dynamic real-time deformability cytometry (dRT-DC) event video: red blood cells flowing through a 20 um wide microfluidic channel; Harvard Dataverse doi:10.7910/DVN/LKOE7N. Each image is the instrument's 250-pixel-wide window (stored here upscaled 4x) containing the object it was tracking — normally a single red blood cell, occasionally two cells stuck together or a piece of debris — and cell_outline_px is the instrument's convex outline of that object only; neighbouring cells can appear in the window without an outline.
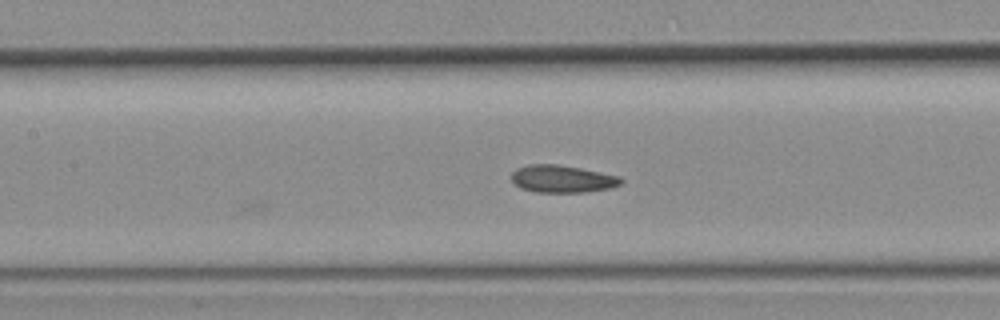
{"species": "common noctule bat (a hibernating species)", "species_latin": "Nyctalus noctula", "temperature_condition": "room temperature", "stored_images_in_passage": 17, "camera_frame_rate_fps": 3000, "um_per_image_px": 0.085, "animal": {"sex": "female", "body_mass_g": 19.3, "forearm_length_mm": 54.1}, "frame": {"image": 1, "passage_image": 17, "time_ms": 5.333, "image_size_px": [1000, 320], "cell_outline_px": [[624, 180], [620, 184], [608, 188], [584, 192], [536, 192], [520, 188], [512, 180], [512, 172], [516, 168], [528, 164], [556, 164], [580, 168], [620, 176]], "centroid_in_image_um": [47.77, 15.2], "position_along_channel_um": 159.6, "area_um2": 17.4}}